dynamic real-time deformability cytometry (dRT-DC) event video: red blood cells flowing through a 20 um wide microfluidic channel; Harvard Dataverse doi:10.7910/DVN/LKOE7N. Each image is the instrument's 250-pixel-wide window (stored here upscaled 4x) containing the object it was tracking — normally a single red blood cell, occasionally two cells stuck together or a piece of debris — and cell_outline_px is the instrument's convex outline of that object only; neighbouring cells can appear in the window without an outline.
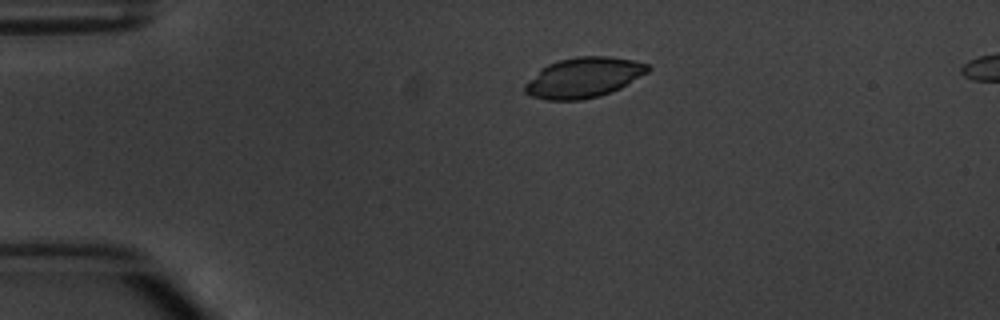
{"species": "common noctule bat (a hibernating species)", "species_latin": "Nyctalus noctula", "temperature_condition": "warm", "stored_images_in_passage": 3, "segment_of_instrument_passage": [1, 2], "camera_frame_rate_fps": 3000, "um_per_image_px": 0.085, "animal": {"sex": "male", "body_mass_g": 20.1, "forearm_length_mm": 53.5}, "frame": {"image": 1, "passage_image": 1, "time_ms": 0.0, "image_size_px": [1000, 320], "cell_outline_px": [[652, 68], [648, 72], [620, 88], [600, 96], [580, 100], [544, 100], [532, 96], [524, 92], [524, 84], [540, 68], [548, 64], [560, 60], [576, 56], [608, 56], [632, 60], [648, 64]], "centroid_in_image_um": [49.59, 6.59], "position_along_channel_um": 35.4, "area_um2": 28.84}}